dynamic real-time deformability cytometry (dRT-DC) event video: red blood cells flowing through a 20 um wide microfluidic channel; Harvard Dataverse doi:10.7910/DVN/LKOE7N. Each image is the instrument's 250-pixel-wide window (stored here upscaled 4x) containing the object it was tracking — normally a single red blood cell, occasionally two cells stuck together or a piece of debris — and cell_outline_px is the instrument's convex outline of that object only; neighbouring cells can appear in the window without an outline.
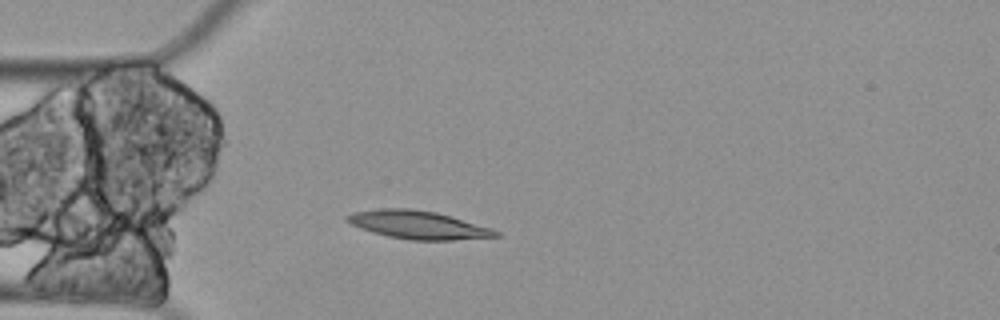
{"species": "Egyptian fruit bat (a non-hibernating species)", "species_latin": "Rousettus aegyptiacus", "temperature_condition": "cold", "stored_images_in_passage": 4, "camera_frame_rate_fps": 3000, "um_per_image_px": 0.085, "animal": {"sex": "female"}, "frame": {"image": 1, "passage_image": 4, "time_ms": 1.0, "image_size_px": [1000, 320], "cell_outline_px": [[500, 236], [452, 240], [408, 240], [388, 236], [372, 232], [360, 228], [344, 220], [344, 216], [352, 212], [380, 208], [408, 208], [436, 212], [492, 228], [500, 232]], "centroid_in_image_um": [35.5, 19.11], "position_along_channel_um": 49.5, "area_um2": 24.39}}